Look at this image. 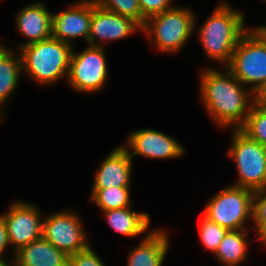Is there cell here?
<instances>
[{"mask_svg":"<svg viewBox=\"0 0 266 266\" xmlns=\"http://www.w3.org/2000/svg\"><path fill=\"white\" fill-rule=\"evenodd\" d=\"M10 246L6 226L3 217L0 215V257L6 251V248Z\"/></svg>","mask_w":266,"mask_h":266,"instance_id":"28","label":"cell"},{"mask_svg":"<svg viewBox=\"0 0 266 266\" xmlns=\"http://www.w3.org/2000/svg\"><path fill=\"white\" fill-rule=\"evenodd\" d=\"M253 195L250 189L229 185L207 202L203 215L228 230L245 229L252 219Z\"/></svg>","mask_w":266,"mask_h":266,"instance_id":"7","label":"cell"},{"mask_svg":"<svg viewBox=\"0 0 266 266\" xmlns=\"http://www.w3.org/2000/svg\"><path fill=\"white\" fill-rule=\"evenodd\" d=\"M261 241L262 242H260V243H262L263 245H266V236Z\"/></svg>","mask_w":266,"mask_h":266,"instance_id":"32","label":"cell"},{"mask_svg":"<svg viewBox=\"0 0 266 266\" xmlns=\"http://www.w3.org/2000/svg\"><path fill=\"white\" fill-rule=\"evenodd\" d=\"M9 261L7 262V259H4L3 256L0 257V266H16L14 256Z\"/></svg>","mask_w":266,"mask_h":266,"instance_id":"30","label":"cell"},{"mask_svg":"<svg viewBox=\"0 0 266 266\" xmlns=\"http://www.w3.org/2000/svg\"><path fill=\"white\" fill-rule=\"evenodd\" d=\"M92 19V0H80L69 5V9L52 13V38L69 45L83 38L88 43Z\"/></svg>","mask_w":266,"mask_h":266,"instance_id":"12","label":"cell"},{"mask_svg":"<svg viewBox=\"0 0 266 266\" xmlns=\"http://www.w3.org/2000/svg\"><path fill=\"white\" fill-rule=\"evenodd\" d=\"M104 47L88 46L80 53L74 48L70 57L67 83L82 93H94L103 89L108 76V63Z\"/></svg>","mask_w":266,"mask_h":266,"instance_id":"8","label":"cell"},{"mask_svg":"<svg viewBox=\"0 0 266 266\" xmlns=\"http://www.w3.org/2000/svg\"><path fill=\"white\" fill-rule=\"evenodd\" d=\"M131 187L92 188L90 201L102 211L133 206L130 200Z\"/></svg>","mask_w":266,"mask_h":266,"instance_id":"21","label":"cell"},{"mask_svg":"<svg viewBox=\"0 0 266 266\" xmlns=\"http://www.w3.org/2000/svg\"><path fill=\"white\" fill-rule=\"evenodd\" d=\"M226 68L254 94L266 82V33L259 26L241 37Z\"/></svg>","mask_w":266,"mask_h":266,"instance_id":"4","label":"cell"},{"mask_svg":"<svg viewBox=\"0 0 266 266\" xmlns=\"http://www.w3.org/2000/svg\"><path fill=\"white\" fill-rule=\"evenodd\" d=\"M15 17V29L28 39L25 43L19 44V47L17 46L18 50L22 46L52 37V13L43 2L38 1L23 7Z\"/></svg>","mask_w":266,"mask_h":266,"instance_id":"15","label":"cell"},{"mask_svg":"<svg viewBox=\"0 0 266 266\" xmlns=\"http://www.w3.org/2000/svg\"><path fill=\"white\" fill-rule=\"evenodd\" d=\"M132 161L123 145L112 149L95 173L92 188L131 187Z\"/></svg>","mask_w":266,"mask_h":266,"instance_id":"14","label":"cell"},{"mask_svg":"<svg viewBox=\"0 0 266 266\" xmlns=\"http://www.w3.org/2000/svg\"><path fill=\"white\" fill-rule=\"evenodd\" d=\"M139 5L146 20L176 7L172 5V0H139Z\"/></svg>","mask_w":266,"mask_h":266,"instance_id":"27","label":"cell"},{"mask_svg":"<svg viewBox=\"0 0 266 266\" xmlns=\"http://www.w3.org/2000/svg\"><path fill=\"white\" fill-rule=\"evenodd\" d=\"M255 103H258V104H265L266 103V82L255 93Z\"/></svg>","mask_w":266,"mask_h":266,"instance_id":"29","label":"cell"},{"mask_svg":"<svg viewBox=\"0 0 266 266\" xmlns=\"http://www.w3.org/2000/svg\"><path fill=\"white\" fill-rule=\"evenodd\" d=\"M105 219L115 232L127 237H136L147 232L150 227V214L135 212L132 206L103 211Z\"/></svg>","mask_w":266,"mask_h":266,"instance_id":"18","label":"cell"},{"mask_svg":"<svg viewBox=\"0 0 266 266\" xmlns=\"http://www.w3.org/2000/svg\"><path fill=\"white\" fill-rule=\"evenodd\" d=\"M73 47L52 37L22 46L19 49L22 69L42 85L54 84L62 77L67 79Z\"/></svg>","mask_w":266,"mask_h":266,"instance_id":"3","label":"cell"},{"mask_svg":"<svg viewBox=\"0 0 266 266\" xmlns=\"http://www.w3.org/2000/svg\"><path fill=\"white\" fill-rule=\"evenodd\" d=\"M5 45H3L2 43L0 44V55L2 54V52L5 50Z\"/></svg>","mask_w":266,"mask_h":266,"instance_id":"31","label":"cell"},{"mask_svg":"<svg viewBox=\"0 0 266 266\" xmlns=\"http://www.w3.org/2000/svg\"><path fill=\"white\" fill-rule=\"evenodd\" d=\"M231 130L232 142L227 153L235 161L239 176L232 185L252 191L266 189V147L240 129Z\"/></svg>","mask_w":266,"mask_h":266,"instance_id":"6","label":"cell"},{"mask_svg":"<svg viewBox=\"0 0 266 266\" xmlns=\"http://www.w3.org/2000/svg\"><path fill=\"white\" fill-rule=\"evenodd\" d=\"M196 21L192 10L176 6L147 19L142 32L159 51L176 53L196 30Z\"/></svg>","mask_w":266,"mask_h":266,"instance_id":"5","label":"cell"},{"mask_svg":"<svg viewBox=\"0 0 266 266\" xmlns=\"http://www.w3.org/2000/svg\"><path fill=\"white\" fill-rule=\"evenodd\" d=\"M199 227V236L201 243L207 250L215 254L220 242L229 230L221 227L204 215L201 218Z\"/></svg>","mask_w":266,"mask_h":266,"instance_id":"24","label":"cell"},{"mask_svg":"<svg viewBox=\"0 0 266 266\" xmlns=\"http://www.w3.org/2000/svg\"><path fill=\"white\" fill-rule=\"evenodd\" d=\"M22 59L21 55L13 50L5 49L0 55V109L13 95L18 86L21 75ZM12 94V95H11Z\"/></svg>","mask_w":266,"mask_h":266,"instance_id":"20","label":"cell"},{"mask_svg":"<svg viewBox=\"0 0 266 266\" xmlns=\"http://www.w3.org/2000/svg\"><path fill=\"white\" fill-rule=\"evenodd\" d=\"M252 220L256 228L257 239L261 240L266 236V189L254 191L252 199Z\"/></svg>","mask_w":266,"mask_h":266,"instance_id":"25","label":"cell"},{"mask_svg":"<svg viewBox=\"0 0 266 266\" xmlns=\"http://www.w3.org/2000/svg\"><path fill=\"white\" fill-rule=\"evenodd\" d=\"M142 27L130 18L98 7L92 0V19L88 45L104 47V41H117L127 38ZM98 40H101L98 41Z\"/></svg>","mask_w":266,"mask_h":266,"instance_id":"13","label":"cell"},{"mask_svg":"<svg viewBox=\"0 0 266 266\" xmlns=\"http://www.w3.org/2000/svg\"><path fill=\"white\" fill-rule=\"evenodd\" d=\"M16 266H68L69 255L43 237L14 252Z\"/></svg>","mask_w":266,"mask_h":266,"instance_id":"17","label":"cell"},{"mask_svg":"<svg viewBox=\"0 0 266 266\" xmlns=\"http://www.w3.org/2000/svg\"><path fill=\"white\" fill-rule=\"evenodd\" d=\"M205 23L196 30L201 46L210 60L226 67L241 37L250 29L245 27V17L239 10L223 1Z\"/></svg>","mask_w":266,"mask_h":266,"instance_id":"2","label":"cell"},{"mask_svg":"<svg viewBox=\"0 0 266 266\" xmlns=\"http://www.w3.org/2000/svg\"><path fill=\"white\" fill-rule=\"evenodd\" d=\"M42 237L68 255L90 246L81 218L70 209L44 216Z\"/></svg>","mask_w":266,"mask_h":266,"instance_id":"9","label":"cell"},{"mask_svg":"<svg viewBox=\"0 0 266 266\" xmlns=\"http://www.w3.org/2000/svg\"><path fill=\"white\" fill-rule=\"evenodd\" d=\"M93 2L100 8L130 18L141 27L146 22L141 13L139 0H93Z\"/></svg>","mask_w":266,"mask_h":266,"instance_id":"23","label":"cell"},{"mask_svg":"<svg viewBox=\"0 0 266 266\" xmlns=\"http://www.w3.org/2000/svg\"><path fill=\"white\" fill-rule=\"evenodd\" d=\"M3 217L10 246L16 252L22 246L28 245L42 237V223L44 216L35 204L16 201Z\"/></svg>","mask_w":266,"mask_h":266,"instance_id":"10","label":"cell"},{"mask_svg":"<svg viewBox=\"0 0 266 266\" xmlns=\"http://www.w3.org/2000/svg\"><path fill=\"white\" fill-rule=\"evenodd\" d=\"M248 230H229L219 244L214 256L224 266H238L248 258Z\"/></svg>","mask_w":266,"mask_h":266,"instance_id":"19","label":"cell"},{"mask_svg":"<svg viewBox=\"0 0 266 266\" xmlns=\"http://www.w3.org/2000/svg\"><path fill=\"white\" fill-rule=\"evenodd\" d=\"M200 70V92L203 105L219 128L240 129L255 104V94L246 89L226 68Z\"/></svg>","mask_w":266,"mask_h":266,"instance_id":"1","label":"cell"},{"mask_svg":"<svg viewBox=\"0 0 266 266\" xmlns=\"http://www.w3.org/2000/svg\"><path fill=\"white\" fill-rule=\"evenodd\" d=\"M240 130L266 147V105L255 103Z\"/></svg>","mask_w":266,"mask_h":266,"instance_id":"22","label":"cell"},{"mask_svg":"<svg viewBox=\"0 0 266 266\" xmlns=\"http://www.w3.org/2000/svg\"><path fill=\"white\" fill-rule=\"evenodd\" d=\"M68 266H106L90 245L85 250L69 255Z\"/></svg>","mask_w":266,"mask_h":266,"instance_id":"26","label":"cell"},{"mask_svg":"<svg viewBox=\"0 0 266 266\" xmlns=\"http://www.w3.org/2000/svg\"><path fill=\"white\" fill-rule=\"evenodd\" d=\"M265 33H266V25L264 26H259Z\"/></svg>","mask_w":266,"mask_h":266,"instance_id":"33","label":"cell"},{"mask_svg":"<svg viewBox=\"0 0 266 266\" xmlns=\"http://www.w3.org/2000/svg\"><path fill=\"white\" fill-rule=\"evenodd\" d=\"M169 234L160 229H153L141 237L139 245L129 253L127 266H162L169 249Z\"/></svg>","mask_w":266,"mask_h":266,"instance_id":"16","label":"cell"},{"mask_svg":"<svg viewBox=\"0 0 266 266\" xmlns=\"http://www.w3.org/2000/svg\"><path fill=\"white\" fill-rule=\"evenodd\" d=\"M123 147L130 157L140 155L149 159H173L184 155L185 148L171 136L154 129H138L129 134Z\"/></svg>","mask_w":266,"mask_h":266,"instance_id":"11","label":"cell"},{"mask_svg":"<svg viewBox=\"0 0 266 266\" xmlns=\"http://www.w3.org/2000/svg\"><path fill=\"white\" fill-rule=\"evenodd\" d=\"M4 115L2 110L0 109V119L2 118L1 116Z\"/></svg>","mask_w":266,"mask_h":266,"instance_id":"34","label":"cell"}]
</instances>
